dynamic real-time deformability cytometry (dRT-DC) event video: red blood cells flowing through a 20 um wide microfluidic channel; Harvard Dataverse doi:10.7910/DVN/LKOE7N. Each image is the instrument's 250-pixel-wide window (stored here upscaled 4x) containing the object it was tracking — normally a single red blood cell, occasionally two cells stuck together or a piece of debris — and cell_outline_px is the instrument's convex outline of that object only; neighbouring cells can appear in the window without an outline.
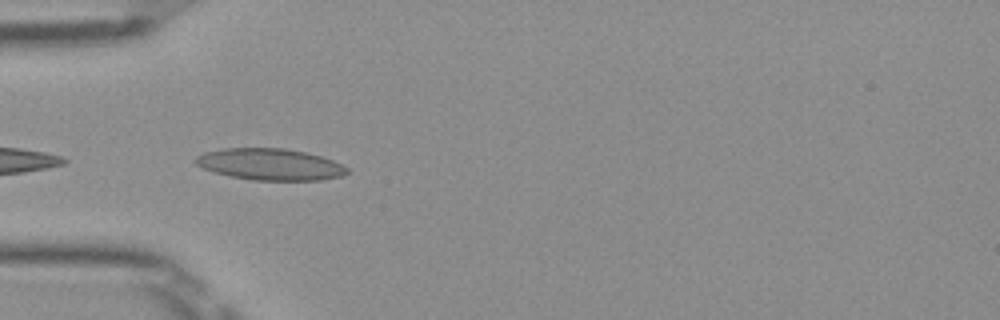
{"species": "Egyptian fruit bat (a non-hibernating species)", "species_latin": "Rousettus aegyptiacus", "temperature_condition": "room temperature", "stored_images_in_passage": 24, "camera_frame_rate_fps": 3000, "um_per_image_px": 0.085, "frame": {"image": 1, "passage_image": 1, "time_ms": 0.0, "image_size_px": [1000, 320], "cell_outline_px": [[348, 172], [340, 176], [320, 180], [252, 180], [212, 172], [196, 164], [192, 160], [196, 156], [204, 152], [224, 148], [284, 148], [304, 152], [320, 156], [332, 160], [348, 168]], "centroid_in_image_um": [22.91, 13.96], "position_along_channel_um": 62.1, "area_um2": 27.74}, "authors_computed_cell_mechanics": {"area_um2": 23.5824, "velocity_mm_per_s": 3.9737, "shape_relaxation_time_tau1_ms": 8.2195, "shape_relaxation_time_tau2_ms": 2.3243, "deformation_change_tau1": 0.2281, "deformation_change_tau2": 0.0952}}